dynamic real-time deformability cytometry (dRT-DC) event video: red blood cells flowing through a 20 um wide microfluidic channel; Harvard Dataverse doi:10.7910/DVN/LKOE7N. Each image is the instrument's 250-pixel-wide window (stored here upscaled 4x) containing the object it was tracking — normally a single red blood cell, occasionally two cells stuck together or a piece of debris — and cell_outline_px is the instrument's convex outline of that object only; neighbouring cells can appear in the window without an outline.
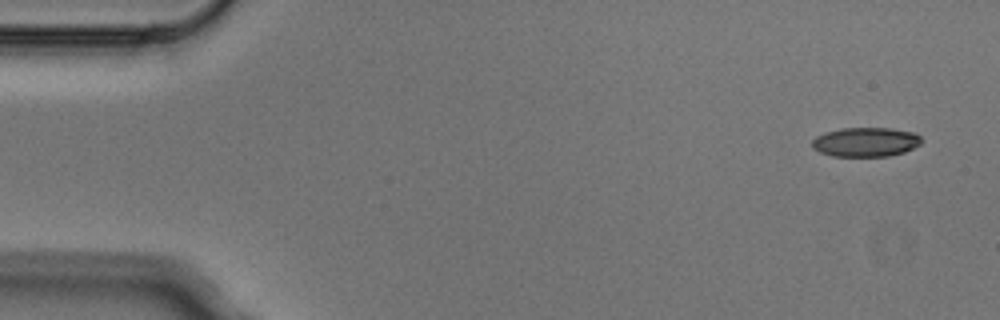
{"species": "Egyptian fruit bat (a non-hibernating species)", "species_latin": "Rousettus aegyptiacus", "temperature_condition": "cold", "stored_images_in_passage": 4, "camera_frame_rate_fps": 3000, "um_per_image_px": 0.085, "animal": {"sex": "male"}, "frame": {"image": 1, "passage_image": 1, "time_ms": 0.0, "image_size_px": [1000, 320], "cell_outline_px": [[924, 140], [920, 144], [904, 152], [888, 156], [832, 156], [820, 152], [812, 148], [812, 140], [816, 136], [824, 132], [844, 128], [892, 128], [916, 132]], "centroid_in_image_um": [73.6, 12.06], "position_along_channel_um": 11.4, "area_um2": 18.84}}
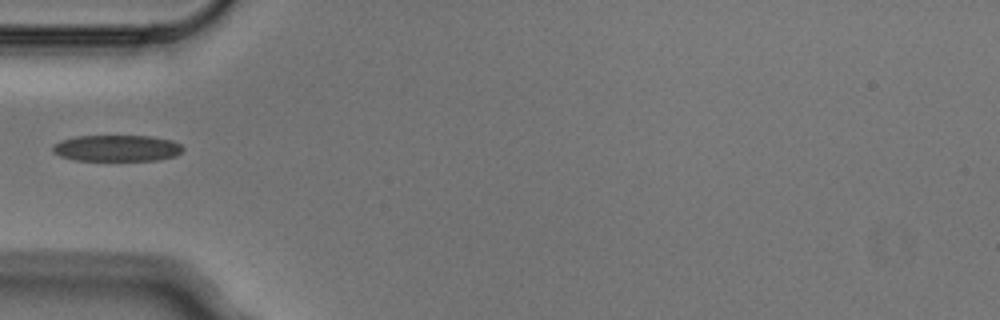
{"frame": {"image": 2, "passage_image": 4, "time_ms": 1.0, "image_size_px": [1000, 320], "cell_outline_px": [[184, 148], [176, 156], [156, 160], [72, 160], [60, 156], [52, 152], [52, 144], [60, 140], [76, 136], [148, 136], [172, 140], [180, 144]], "centroid_in_image_um": [9.89, 12.59], "position_along_channel_um": 75.1, "area_um2": 20.06}}